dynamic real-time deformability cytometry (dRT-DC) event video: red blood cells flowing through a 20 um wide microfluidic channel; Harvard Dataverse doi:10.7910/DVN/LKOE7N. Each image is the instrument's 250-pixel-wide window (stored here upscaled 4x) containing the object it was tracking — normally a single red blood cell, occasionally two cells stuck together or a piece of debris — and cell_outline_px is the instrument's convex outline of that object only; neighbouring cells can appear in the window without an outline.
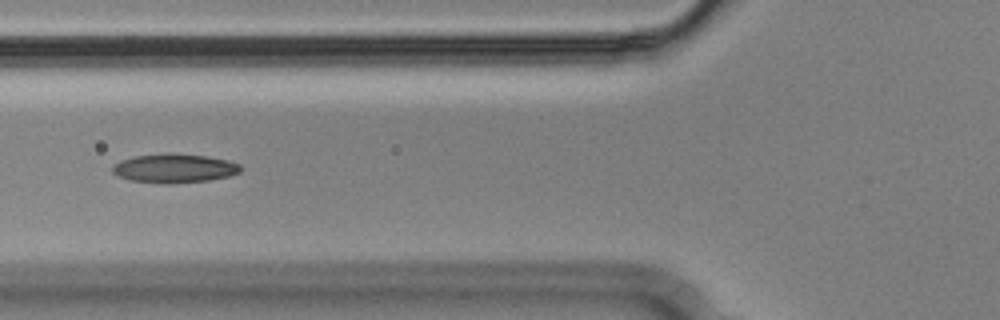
{"species": "Egyptian fruit bat (a non-hibernating species)", "species_latin": "Rousettus aegyptiacus", "temperature_condition": "cold", "stored_images_in_passage": 40, "camera_frame_rate_fps": 3000, "um_per_image_px": 0.085, "animal": {"sex": "male"}, "frame": {"image": 1, "passage_image": 6, "time_ms": 1.667, "image_size_px": [1000, 320], "cell_outline_px": [[240, 172], [228, 176], [208, 180], [168, 184], [164, 184], [128, 180], [116, 176], [112, 172], [112, 168], [120, 160], [136, 156], [168, 152], [208, 156], [228, 160], [240, 164]], "centroid_in_image_um": [14.79, 14.3], "position_along_channel_um": 111.0, "area_um2": 21.79}}
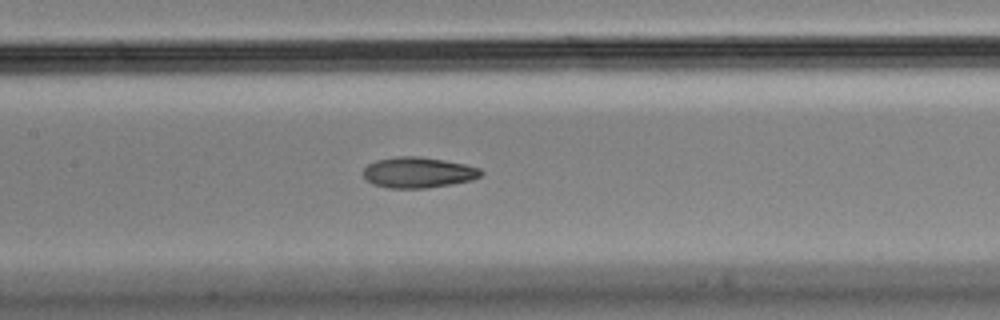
{"frame": {"image": 2, "passage_image": 11, "time_ms": 3.333, "image_size_px": [1000, 320], "cell_outline_px": [[484, 172], [480, 176], [472, 180], [452, 184], [428, 188], [388, 188], [372, 184], [364, 176], [364, 168], [368, 164], [376, 160], [396, 156], [420, 156], [444, 160], [464, 164], [480, 168]], "centroid_in_image_um": [35.55, 14.66], "position_along_channel_um": 171.8, "area_um2": 21.15}}
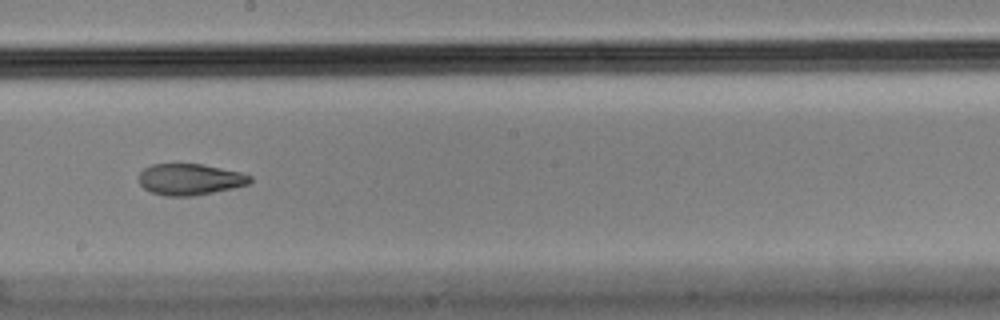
{"frame": {"image": 3, "passage_image": 16, "time_ms": 5.0, "image_size_px": [1000, 320], "cell_outline_px": [[252, 180], [248, 184], [232, 188], [192, 196], [164, 196], [152, 192], [144, 188], [140, 184], [140, 172], [144, 168], [152, 164], [200, 164], [240, 172], [252, 176]], "centroid_in_image_um": [16.13, 15.24], "position_along_channel_um": 232.1, "area_um2": 20.06}, "authors_computed_cell_mechanics": {"area_um2": 22.1952, "velocity_mm_per_s": 3.6204, "shape_relaxation_time_tau1_ms": null, "shape_relaxation_time_tau2_ms": 3.2854, "deformation_change_tau1": null, "deformation_change_tau2": 0.0905}}